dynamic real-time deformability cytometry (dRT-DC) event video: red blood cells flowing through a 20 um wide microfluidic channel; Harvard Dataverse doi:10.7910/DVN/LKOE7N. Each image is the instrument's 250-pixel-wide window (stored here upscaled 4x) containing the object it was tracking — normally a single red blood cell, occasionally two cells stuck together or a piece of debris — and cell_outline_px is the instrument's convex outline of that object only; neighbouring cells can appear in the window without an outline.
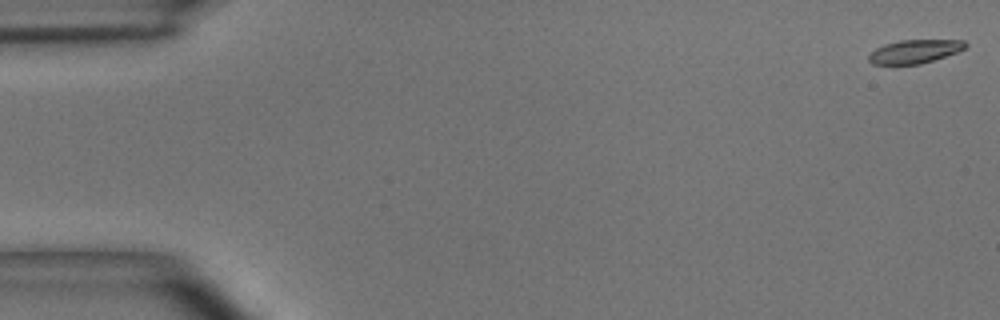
{"species": "common noctule bat (a hibernating species)", "species_latin": "Nyctalus noctula", "temperature_condition": "room temperature", "stored_images_in_passage": 41, "camera_frame_rate_fps": 3000, "um_per_image_px": 0.085, "animal": {"sex": "male", "body_mass_g": 15.6}, "frame": {"image": 1, "passage_image": 1, "time_ms": 0.0, "image_size_px": [1000, 320], "cell_outline_px": [[968, 44], [964, 48], [956, 52], [920, 64], [872, 64], [868, 60], [868, 56], [876, 48], [884, 44], [900, 40], [964, 40]], "centroid_in_image_um": [77.72, 4.36], "position_along_channel_um": 7.3, "area_um2": 13.06}}
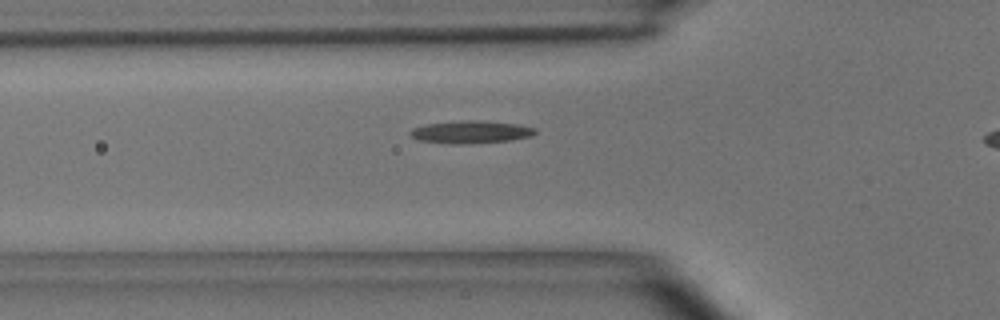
{"frame": {"image": 2, "passage_image": 17, "time_ms": 5.333, "image_size_px": [1000, 320], "cell_outline_px": [[536, 132], [532, 136], [508, 140], [464, 144], [452, 144], [420, 140], [408, 136], [408, 132], [412, 128], [428, 124], [460, 120], [480, 120], [520, 124], [536, 128]], "centroid_in_image_um": [40.0, 11.21], "position_along_channel_um": 85.8, "area_um2": 16.53}}
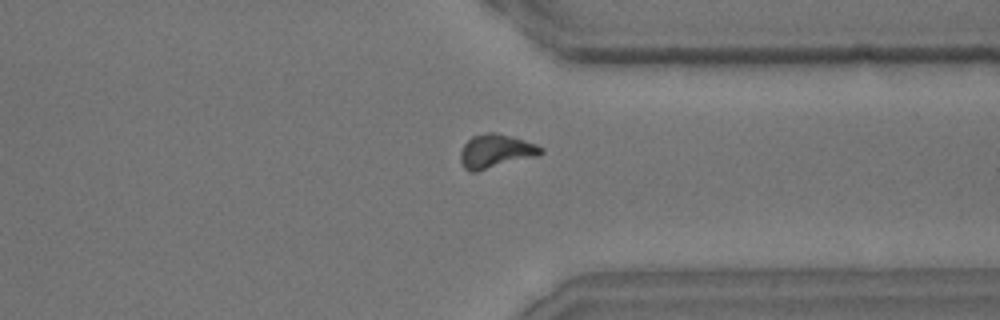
{"frame": {"image": 3, "passage_image": 38, "time_ms": 12.333, "image_size_px": [1000, 320], "cell_outline_px": [[544, 152], [536, 156], [476, 172], [472, 172], [464, 168], [460, 160], [460, 152], [464, 144], [472, 136], [488, 132], [496, 132], [512, 136], [536, 144], [544, 148]], "centroid_in_image_um": [42.13, 12.84], "position_along_channel_um": 369.3, "area_um2": 15.84}}